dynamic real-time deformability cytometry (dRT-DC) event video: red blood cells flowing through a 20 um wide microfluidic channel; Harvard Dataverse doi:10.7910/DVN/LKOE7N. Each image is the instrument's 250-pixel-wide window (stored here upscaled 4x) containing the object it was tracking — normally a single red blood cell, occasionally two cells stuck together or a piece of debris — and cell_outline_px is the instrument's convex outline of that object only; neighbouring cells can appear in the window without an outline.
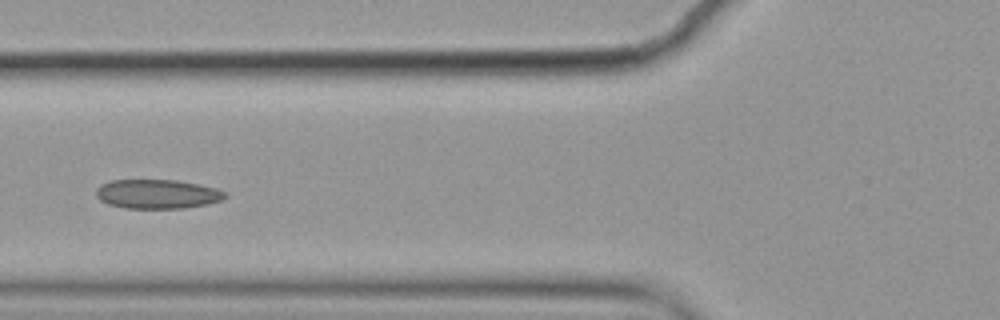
{"species": "common noctule bat (a hibernating species)", "species_latin": "Nyctalus noctula", "temperature_condition": "cold", "stored_images_in_passage": 9, "camera_frame_rate_fps": 3000, "um_per_image_px": 0.085, "animal": {"sex": "female", "body_mass_g": 19.9}, "frame": {"image": 1, "passage_image": 6, "time_ms": 1.667, "image_size_px": [1000, 320], "cell_outline_px": [[228, 196], [220, 200], [208, 204], [184, 208], [124, 208], [108, 204], [100, 200], [96, 196], [96, 188], [100, 184], [112, 180], [176, 180], [200, 184], [216, 188], [228, 192]], "centroid_in_image_um": [13.38, 16.49], "position_along_channel_um": 112.4, "area_um2": 22.14}}
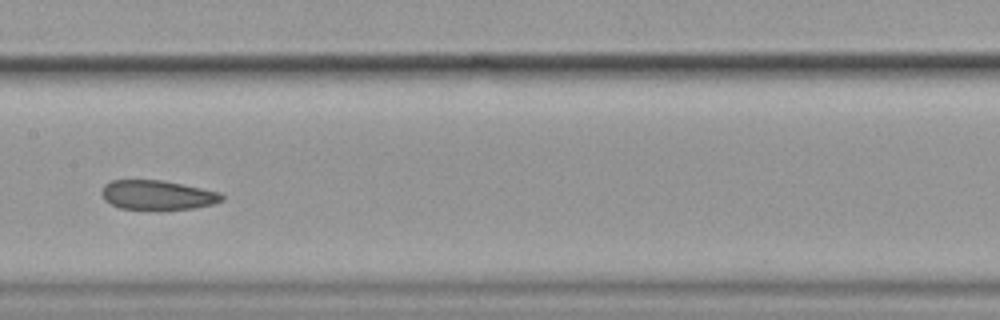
{"frame": {"image": 2, "passage_image": 8, "time_ms": 2.333, "image_size_px": [1000, 320], "cell_outline_px": [[224, 200], [212, 204], [192, 208], [160, 212], [120, 208], [104, 200], [100, 192], [104, 184], [112, 180], [164, 180], [220, 192], [224, 196]], "centroid_in_image_um": [13.37, 16.61], "position_along_channel_um": 194.0, "area_um2": 21.33}}
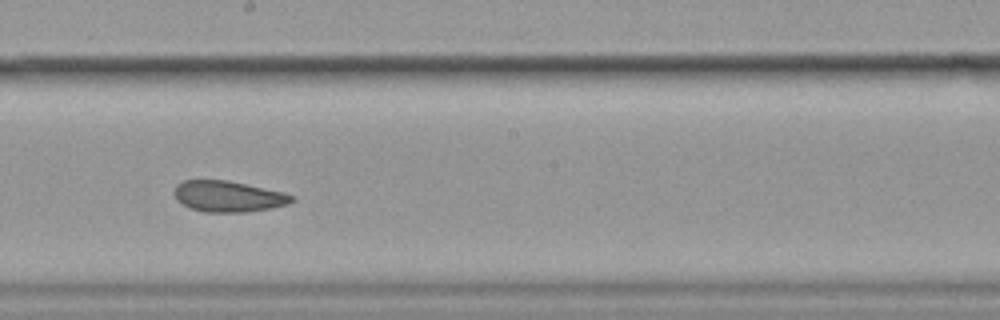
{"frame": {"image": 3, "passage_image": 9, "time_ms": 2.667, "image_size_px": [1000, 320], "cell_outline_px": [[296, 200], [288, 204], [272, 208], [244, 212], [204, 212], [192, 208], [176, 200], [172, 192], [176, 184], [184, 180], [228, 180], [284, 192], [292, 196]], "centroid_in_image_um": [19.38, 16.68], "position_along_channel_um": 228.8, "area_um2": 21.33}}